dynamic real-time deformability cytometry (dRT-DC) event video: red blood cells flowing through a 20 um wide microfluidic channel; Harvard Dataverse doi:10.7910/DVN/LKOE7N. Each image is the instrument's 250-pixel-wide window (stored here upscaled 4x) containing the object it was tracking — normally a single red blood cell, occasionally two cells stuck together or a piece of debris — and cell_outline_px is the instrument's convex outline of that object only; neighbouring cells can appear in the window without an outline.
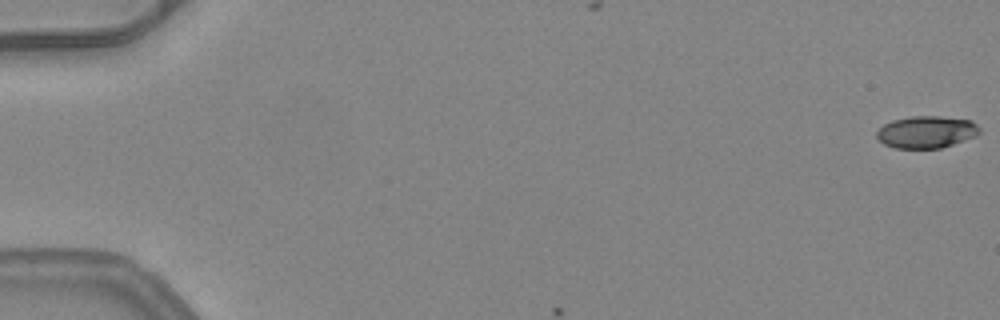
{"species": "common noctule bat (a hibernating species)", "species_latin": "Nyctalus noctula", "temperature_condition": "warm", "stored_images_in_passage": 4, "camera_frame_rate_fps": 3000, "um_per_image_px": 0.085, "animal": {"sex": "female", "body_mass_g": 24.6, "forearm_length_mm": 56.2}, "frame": {"image": 1, "passage_image": 1, "time_ms": 0.0, "image_size_px": [1000, 320], "cell_outline_px": [[980, 132], [976, 136], [940, 148], [896, 148], [884, 144], [876, 136], [876, 132], [884, 124], [892, 120], [912, 116], [940, 116], [972, 120], [980, 128]], "centroid_in_image_um": [78.75, 11.21], "position_along_channel_um": 6.2, "area_um2": 19.19}}